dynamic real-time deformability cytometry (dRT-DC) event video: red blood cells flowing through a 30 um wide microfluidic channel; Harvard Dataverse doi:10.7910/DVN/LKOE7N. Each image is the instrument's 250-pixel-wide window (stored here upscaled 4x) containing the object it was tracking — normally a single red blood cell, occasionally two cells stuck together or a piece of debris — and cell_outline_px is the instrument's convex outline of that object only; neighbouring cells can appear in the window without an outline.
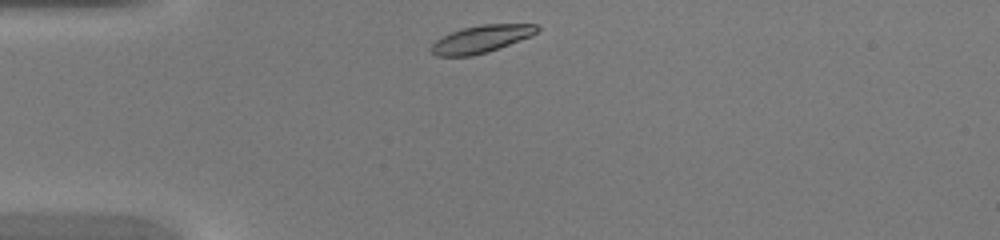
{"species": "common noctule bat (a hibernating species)", "species_latin": "Nyctalus noctula", "temperature_condition": "warm", "stored_images_in_passage": 34, "camera_frame_rate_fps": 3000, "um_per_image_px": 0.085, "animal": {"sex": "female", "body_mass_g": 20.0, "forearm_length_mm": 54.0}, "frame": {"image": 1, "passage_image": 1, "time_ms": 0.0, "image_size_px": [1000, 240], "cell_outline_px": [[540, 28], [532, 36], [488, 52], [472, 56], [436, 56], [428, 48], [436, 40], [460, 28], [480, 24], [536, 24]], "centroid_in_image_um": [40.9, 3.32], "position_along_channel_um": 44.1, "area_um2": 16.99}}
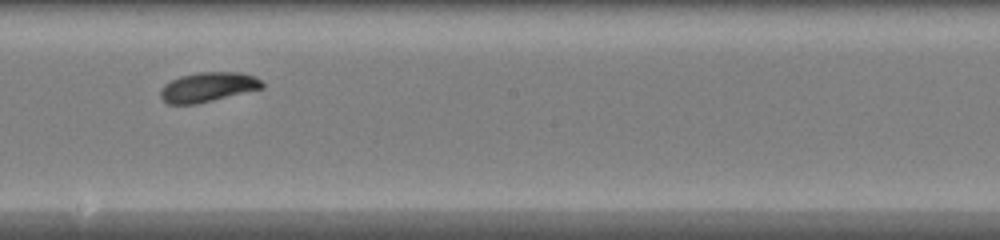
{"frame": {"image": 2, "passage_image": 15, "time_ms": 4.667, "image_size_px": [1000, 240], "cell_outline_px": [[264, 88], [196, 104], [168, 104], [160, 96], [160, 88], [164, 84], [180, 76], [200, 72], [240, 72], [252, 76], [260, 80], [264, 84]], "centroid_in_image_um": [17.66, 7.4], "position_along_channel_um": 230.5, "area_um2": 17.46}}
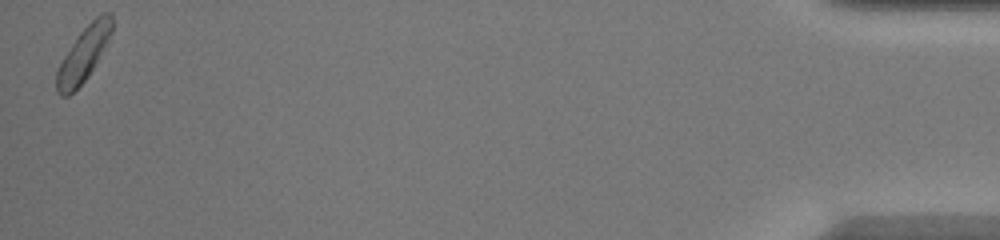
{"frame": {"image": 3, "passage_image": 34, "time_ms": 11.0, "image_size_px": [1000, 240], "cell_outline_px": [[112, 32], [88, 76], [68, 96], [60, 96], [56, 92], [56, 72], [64, 56], [76, 36], [100, 12], [112, 12]], "centroid_in_image_um": [7.09, 4.58], "position_along_channel_um": 428.1, "area_um2": 17.17}}